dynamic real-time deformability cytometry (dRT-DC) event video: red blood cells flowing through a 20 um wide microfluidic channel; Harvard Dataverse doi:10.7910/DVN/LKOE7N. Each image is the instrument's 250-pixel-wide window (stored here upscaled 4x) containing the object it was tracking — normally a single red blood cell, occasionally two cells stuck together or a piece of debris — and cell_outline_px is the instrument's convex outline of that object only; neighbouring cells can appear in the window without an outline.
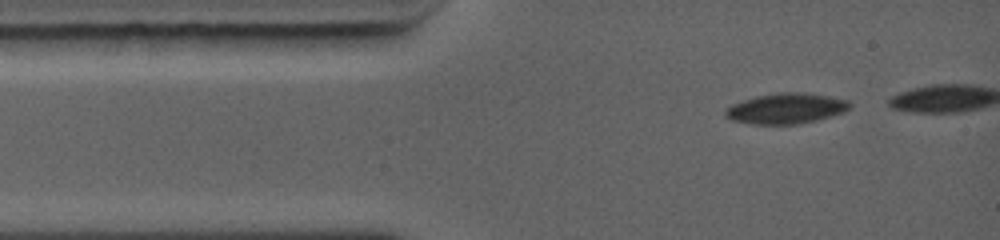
{"species": "common noctule bat (a hibernating species)", "species_latin": "Nyctalus noctula", "temperature_condition": "warm", "stored_images_in_passage": 3, "camera_frame_rate_fps": 5000, "um_per_image_px": 0.085, "animal": {"sex": "female", "body_mass_g": 19.0, "forearm_length_mm": 56.7}, "frame": {"image": 1, "passage_image": 1, "time_ms": 0.0, "image_size_px": [1000, 240], "cell_outline_px": [[852, 104], [844, 112], [816, 120], [796, 124], [752, 124], [732, 120], [724, 116], [724, 112], [732, 104], [756, 96], [780, 92], [800, 92], [828, 96], [848, 100]], "centroid_in_image_um": [66.8, 9.22], "position_along_channel_um": 18.2, "area_um2": 21.91}}